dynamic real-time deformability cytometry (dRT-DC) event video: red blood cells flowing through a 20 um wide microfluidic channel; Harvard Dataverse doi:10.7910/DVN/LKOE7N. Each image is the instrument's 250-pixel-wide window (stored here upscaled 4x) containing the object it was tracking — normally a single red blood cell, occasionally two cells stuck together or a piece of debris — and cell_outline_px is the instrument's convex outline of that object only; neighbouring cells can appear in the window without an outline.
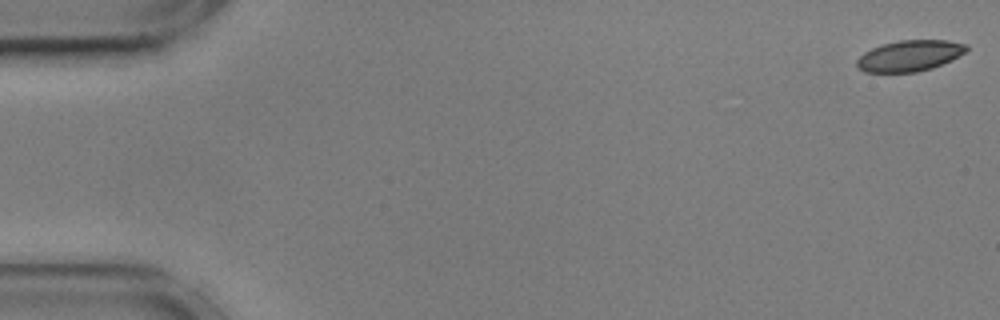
{"species": "common noctule bat (a hibernating species)", "species_latin": "Nyctalus noctula", "temperature_condition": "cold", "stored_images_in_passage": 56, "camera_frame_rate_fps": 3000, "um_per_image_px": 0.085, "animal": {"sex": "male", "body_mass_g": 17.9, "forearm_length_mm": 54.2}, "frame": {"image": 1, "passage_image": 1, "time_ms": 0.0, "image_size_px": [1000, 320], "cell_outline_px": [[968, 48], [964, 52], [952, 60], [932, 68], [916, 72], [864, 72], [856, 68], [856, 60], [864, 52], [872, 48], [884, 44], [900, 40], [948, 40], [968, 44]], "centroid_in_image_um": [77.31, 4.74], "position_along_channel_um": 7.7, "area_um2": 19.83}}
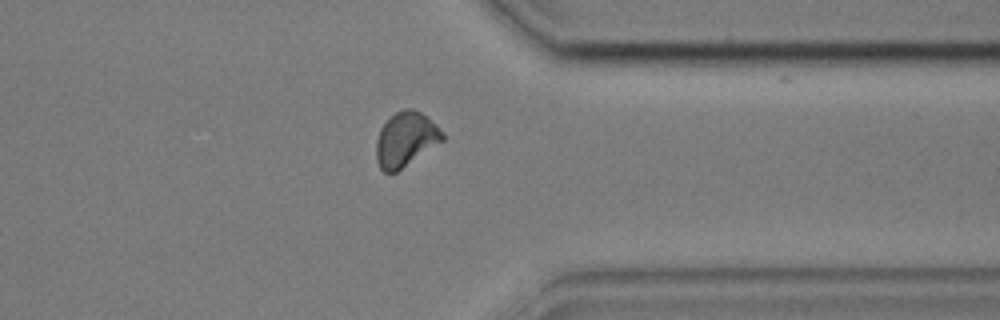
{"frame": {"image": 2, "passage_image": 44, "time_ms": 14.333, "image_size_px": [1000, 320], "cell_outline_px": [[444, 140], [396, 172], [384, 172], [380, 168], [376, 160], [376, 140], [380, 128], [396, 112], [404, 108], [412, 108], [428, 116], [444, 132]], "centroid_in_image_um": [34.49, 11.83], "position_along_channel_um": 376.9, "area_um2": 21.04}}
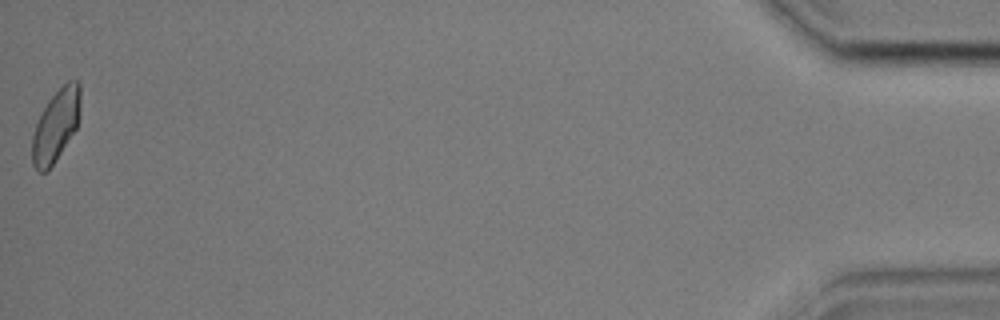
{"frame": {"image": 3, "passage_image": 56, "time_ms": 18.333, "image_size_px": [1000, 320], "cell_outline_px": [[80, 112], [76, 128], [48, 172], [40, 172], [32, 164], [32, 136], [36, 124], [48, 100], [68, 80], [76, 80], [80, 84]], "centroid_in_image_um": [4.75, 10.67], "position_along_channel_um": 430.4, "area_um2": 20.0}, "authors_computed_cell_mechanics": {"area_um2": 21.0392, "velocity_mm_per_s": 3.568, "shape_relaxation_time_tau1_ms": 3.8665, "shape_relaxation_time_tau2_ms": 2.7078, "deformation_change_tau1": 0.101, "deformation_change_tau2": 0.0668}}